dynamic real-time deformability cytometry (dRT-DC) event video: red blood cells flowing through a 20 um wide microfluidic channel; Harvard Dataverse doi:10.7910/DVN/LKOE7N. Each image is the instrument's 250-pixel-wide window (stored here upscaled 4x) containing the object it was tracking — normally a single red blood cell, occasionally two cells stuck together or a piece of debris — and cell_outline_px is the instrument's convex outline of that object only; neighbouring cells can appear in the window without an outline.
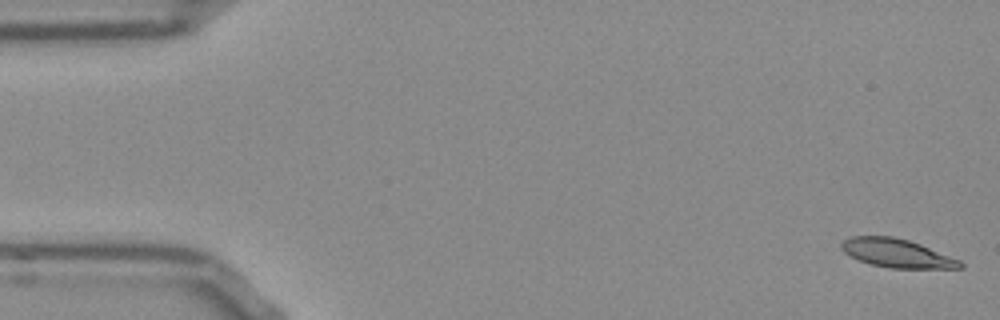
{"species": "Egyptian fruit bat (a non-hibernating species)", "species_latin": "Rousettus aegyptiacus", "temperature_condition": "room temperature", "stored_images_in_passage": 11, "camera_frame_rate_fps": 3000, "um_per_image_px": 0.085, "frame": {"image": 1, "passage_image": 1, "time_ms": 0.0, "image_size_px": [1000, 320], "cell_outline_px": [[964, 268], [888, 268], [872, 264], [860, 260], [844, 252], [840, 248], [840, 244], [844, 240], [852, 236], [892, 236], [908, 240], [920, 244], [960, 260], [964, 264]], "centroid_in_image_um": [76.24, 21.52], "position_along_channel_um": 8.8, "area_um2": 19.59}}